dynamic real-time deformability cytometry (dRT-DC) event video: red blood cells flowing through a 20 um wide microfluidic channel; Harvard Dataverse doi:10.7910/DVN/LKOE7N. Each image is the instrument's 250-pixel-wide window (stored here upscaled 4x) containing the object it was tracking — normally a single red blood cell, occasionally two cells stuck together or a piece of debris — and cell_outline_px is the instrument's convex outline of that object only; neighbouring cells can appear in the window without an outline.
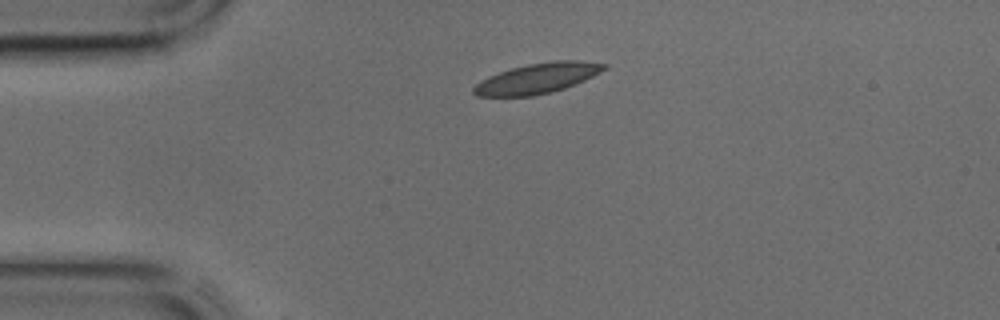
{"species": "common noctule bat (a hibernating species)", "species_latin": "Nyctalus noctula", "temperature_condition": "cold", "stored_images_in_passage": 11, "camera_frame_rate_fps": 3000, "um_per_image_px": 0.085, "animal": {"sex": "male", "body_mass_g": 17.9, "forearm_length_mm": 54.2}, "frame": {"image": 1, "passage_image": 1, "time_ms": 0.0, "image_size_px": [1000, 320], "cell_outline_px": [[608, 68], [584, 80], [564, 88], [552, 92], [532, 96], [476, 96], [472, 92], [472, 88], [480, 80], [488, 76], [512, 68], [528, 64], [552, 60], [580, 60], [608, 64]], "centroid_in_image_um": [45.68, 6.65], "position_along_channel_um": 39.3, "area_um2": 23.0}}